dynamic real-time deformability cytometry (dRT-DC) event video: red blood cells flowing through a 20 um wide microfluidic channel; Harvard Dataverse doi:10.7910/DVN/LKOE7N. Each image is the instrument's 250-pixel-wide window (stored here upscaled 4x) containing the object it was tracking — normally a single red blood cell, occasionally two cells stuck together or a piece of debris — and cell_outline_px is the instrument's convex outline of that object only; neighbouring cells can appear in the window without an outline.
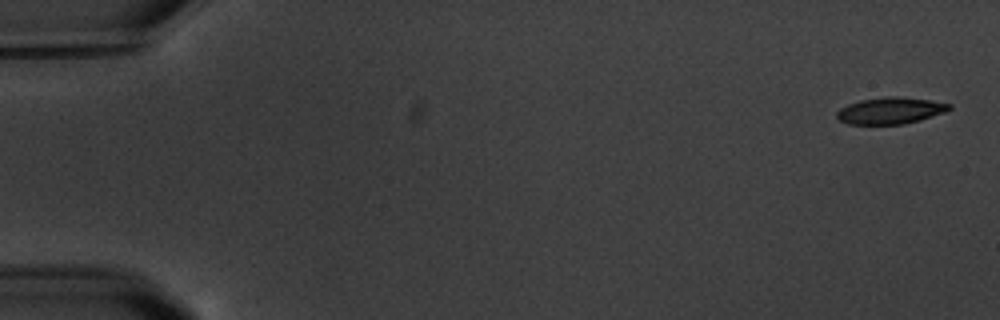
{"species": "common noctule bat (a hibernating species)", "species_latin": "Nyctalus noctula", "temperature_condition": "warm", "stored_images_in_passage": 4, "camera_frame_rate_fps": 3000, "um_per_image_px": 0.085, "animal": {"sex": "male", "body_mass_g": 20.1, "forearm_length_mm": 53.5}, "frame": {"image": 1, "passage_image": 1, "time_ms": 0.0, "image_size_px": [1000, 320], "cell_outline_px": [[952, 108], [948, 112], [920, 120], [904, 124], [848, 124], [840, 120], [836, 116], [836, 112], [840, 108], [848, 104], [860, 100], [884, 96], [900, 96], [932, 100], [952, 104]], "centroid_in_image_um": [75.73, 9.39], "position_along_channel_um": 9.3, "area_um2": 17.74}}
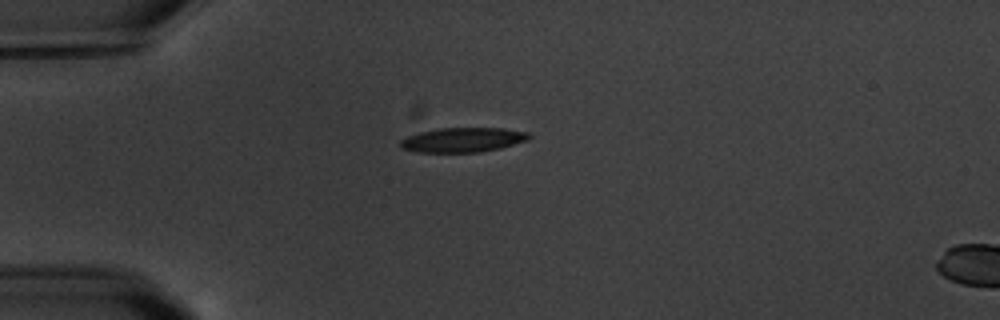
{"frame": {"image": 2, "passage_image": 4, "time_ms": 4.667, "image_size_px": [1000, 320], "cell_outline_px": [[532, 136], [528, 140], [500, 148], [476, 152], [416, 152], [400, 148], [400, 140], [408, 136], [420, 132], [440, 128], [504, 128], [528, 132]], "centroid_in_image_um": [39.34, 11.88], "position_along_channel_um": 45.7, "area_um2": 18.38}}